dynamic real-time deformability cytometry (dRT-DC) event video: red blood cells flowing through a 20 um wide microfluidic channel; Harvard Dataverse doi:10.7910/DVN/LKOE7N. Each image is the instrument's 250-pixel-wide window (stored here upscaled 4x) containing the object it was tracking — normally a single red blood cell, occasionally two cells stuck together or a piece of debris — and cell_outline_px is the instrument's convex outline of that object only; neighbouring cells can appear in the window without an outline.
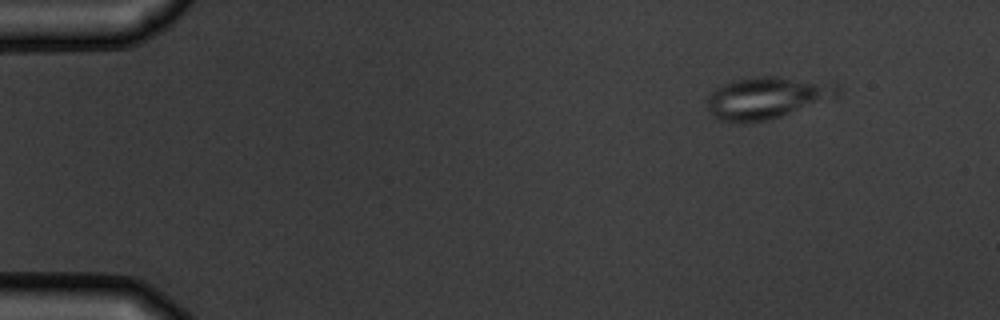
{"species": "common noctule bat (a hibernating species)", "species_latin": "Nyctalus noctula", "temperature_condition": "warm", "stored_images_in_passage": 5, "camera_frame_rate_fps": 3000, "um_per_image_px": 0.085, "animal": {"sex": "male", "body_mass_g": 19.5, "forearm_length_mm": 54.6}, "frame": {"image": 1, "passage_image": 1, "time_ms": 0.0, "image_size_px": [1000, 320], "cell_outline_px": [[840, 96], [768, 120], [744, 124], [740, 124], [720, 120], [708, 108], [708, 96], [716, 88], [732, 80], [752, 76], [776, 76], [836, 80], [840, 84]], "centroid_in_image_um": [65.31, 8.27], "position_along_channel_um": 19.7, "area_um2": 32.77}}